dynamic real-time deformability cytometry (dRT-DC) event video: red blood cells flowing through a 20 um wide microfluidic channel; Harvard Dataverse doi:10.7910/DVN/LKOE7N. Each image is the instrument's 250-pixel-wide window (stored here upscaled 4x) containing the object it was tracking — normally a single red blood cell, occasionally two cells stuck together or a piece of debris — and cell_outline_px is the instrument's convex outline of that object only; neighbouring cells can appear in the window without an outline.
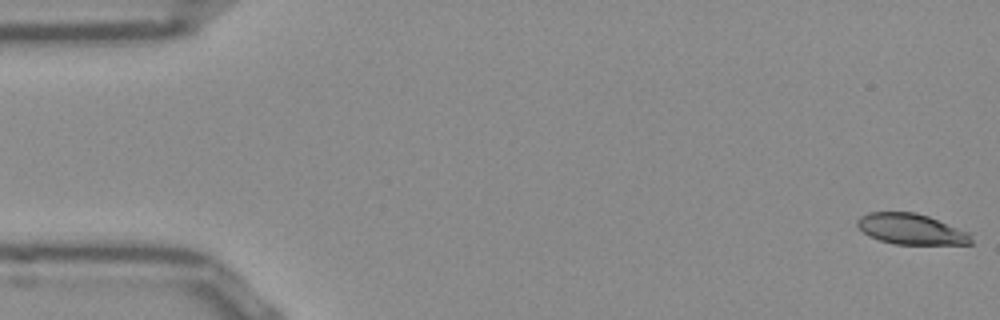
{"species": "Egyptian fruit bat (a non-hibernating species)", "species_latin": "Rousettus aegyptiacus", "temperature_condition": "room temperature", "stored_images_in_passage": 52, "camera_frame_rate_fps": 3000, "um_per_image_px": 0.085, "frame": {"image": 1, "passage_image": 1, "time_ms": 0.0, "image_size_px": [1000, 320], "cell_outline_px": [[972, 244], [892, 244], [868, 236], [856, 224], [856, 220], [860, 216], [868, 212], [916, 212], [928, 216], [968, 232], [972, 240]], "centroid_in_image_um": [77.41, 19.47], "position_along_channel_um": 7.6, "area_um2": 20.29}}
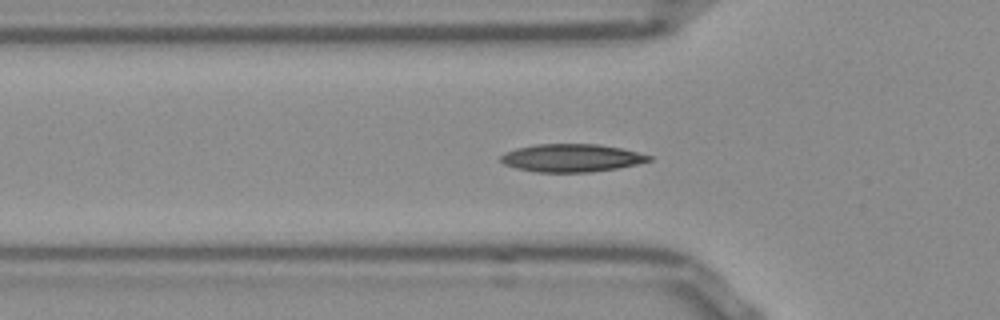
{"frame": {"image": 2, "passage_image": 17, "time_ms": 5.333, "image_size_px": [1000, 320], "cell_outline_px": [[652, 160], [636, 164], [616, 168], [592, 172], [536, 172], [516, 168], [504, 164], [500, 160], [500, 156], [516, 148], [536, 144], [600, 144], [620, 148], [652, 156]], "centroid_in_image_um": [48.57, 13.42], "position_along_channel_um": 77.2, "area_um2": 23.93}}
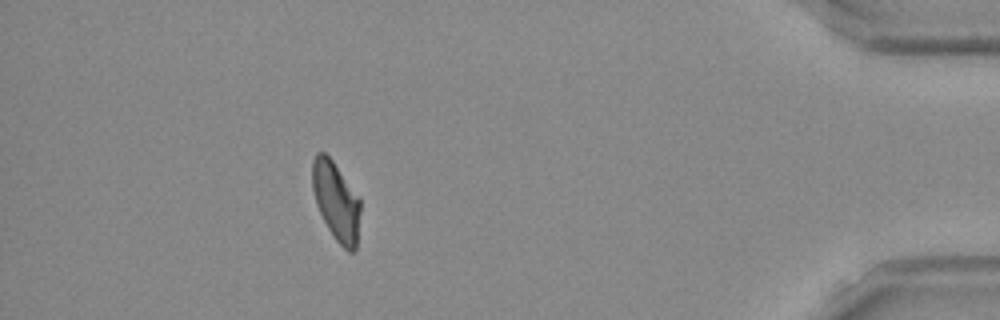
{"frame": {"image": 3, "passage_image": 47, "time_ms": 15.333, "image_size_px": [1000, 320], "cell_outline_px": [[360, 212], [356, 252], [348, 252], [336, 240], [328, 228], [316, 204], [312, 188], [312, 160], [316, 152], [324, 152], [332, 160], [360, 200]], "centroid_in_image_um": [28.56, 17.12], "position_along_channel_um": 406.6, "area_um2": 21.79}, "authors_computed_cell_mechanics": {"area_um2": 22.3686, "velocity_mm_per_s": 3.8412, "shape_relaxation_time_tau1_ms": null, "shape_relaxation_time_tau2_ms": 2.7408, "deformation_change_tau1": null, "deformation_change_tau2": 0.0816}}